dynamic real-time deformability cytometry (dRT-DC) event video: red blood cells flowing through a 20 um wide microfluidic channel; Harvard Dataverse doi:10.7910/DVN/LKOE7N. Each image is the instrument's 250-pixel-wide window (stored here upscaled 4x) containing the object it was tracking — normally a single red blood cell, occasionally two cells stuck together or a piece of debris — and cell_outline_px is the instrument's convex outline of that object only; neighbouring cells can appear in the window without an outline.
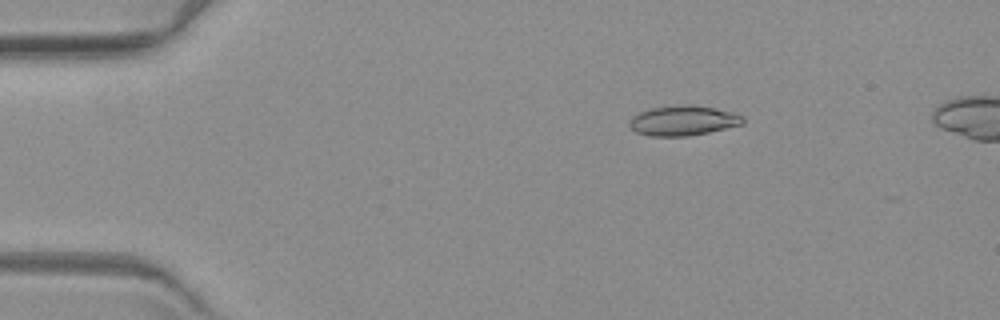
{"species": "common noctule bat (a hibernating species)", "species_latin": "Nyctalus noctula", "temperature_condition": "warm", "stored_images_in_passage": 5, "camera_frame_rate_fps": 3000, "um_per_image_px": 0.085, "animal": {"sex": "female", "body_mass_g": 19.3, "forearm_length_mm": 54.1}, "frame": {"image": 1, "passage_image": 2, "time_ms": 2.0, "image_size_px": [1000, 320], "cell_outline_px": [[744, 124], [708, 132], [688, 136], [652, 136], [636, 132], [628, 124], [628, 120], [632, 116], [640, 112], [652, 108], [680, 104], [692, 104], [716, 108], [732, 112], [744, 116]], "centroid_in_image_um": [58.07, 10.24], "position_along_channel_um": 26.9, "area_um2": 19.94}}